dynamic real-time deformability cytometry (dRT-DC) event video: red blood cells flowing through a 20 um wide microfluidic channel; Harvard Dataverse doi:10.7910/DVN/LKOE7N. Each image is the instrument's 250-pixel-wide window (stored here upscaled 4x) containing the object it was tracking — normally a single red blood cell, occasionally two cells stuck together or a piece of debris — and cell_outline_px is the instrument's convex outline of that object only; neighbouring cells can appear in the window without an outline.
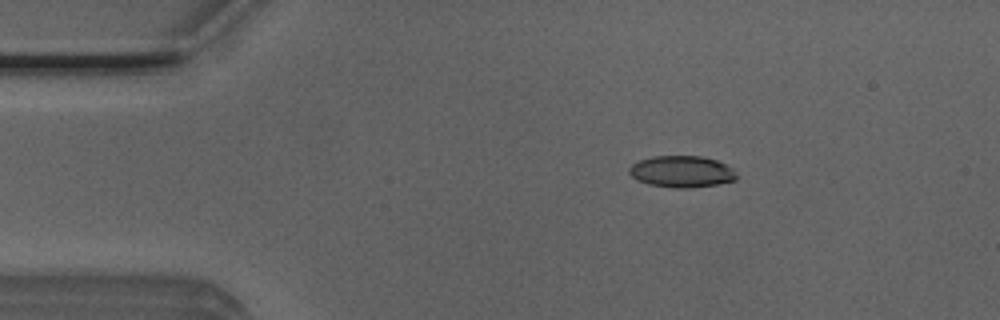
{"species": "Egyptian fruit bat (a non-hibernating species)", "species_latin": "Rousettus aegyptiacus", "temperature_condition": "room temperature", "stored_images_in_passage": 4, "camera_frame_rate_fps": 3000, "um_per_image_px": 0.085, "animal": {"sex": "male"}, "frame": {"image": 1, "passage_image": 4, "time_ms": 1.0, "image_size_px": [1000, 320], "cell_outline_px": [[736, 180], [716, 184], [688, 188], [676, 188], [648, 184], [636, 180], [628, 172], [628, 168], [632, 164], [640, 160], [652, 156], [700, 156], [716, 160], [732, 168], [736, 172]], "centroid_in_image_um": [57.91, 14.58], "position_along_channel_um": 27.1, "area_um2": 19.71}}